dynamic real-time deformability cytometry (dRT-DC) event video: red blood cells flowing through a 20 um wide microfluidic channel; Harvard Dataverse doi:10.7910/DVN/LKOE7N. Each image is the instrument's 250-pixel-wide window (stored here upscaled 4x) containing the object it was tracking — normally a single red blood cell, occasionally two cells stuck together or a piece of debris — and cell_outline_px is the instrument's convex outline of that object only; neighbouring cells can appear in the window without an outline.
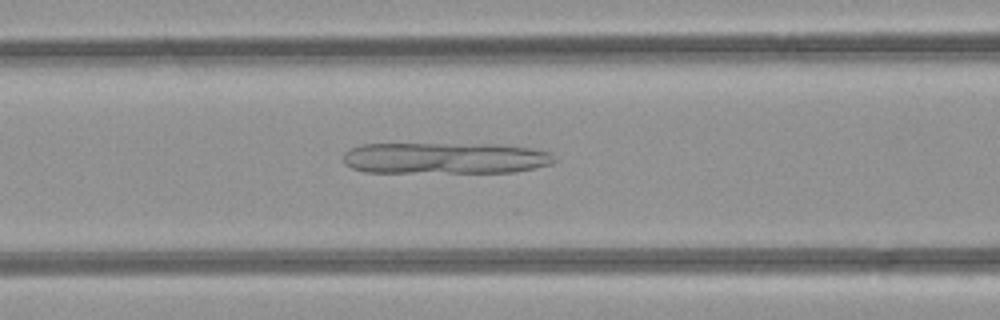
{"species": "common noctule bat (a hibernating species)", "species_latin": "Nyctalus noctula", "temperature_condition": "room temperature", "stored_images_in_passage": 38, "camera_frame_rate_fps": 3000, "um_per_image_px": 0.085, "animal": {"sex": "female", "body_mass_g": 21.9}, "frame": {"image": 1, "passage_image": 10, "time_ms": 3.0, "image_size_px": [1000, 320], "cell_outline_px": [[556, 160], [552, 164], [516, 172], [364, 172], [352, 168], [344, 164], [344, 152], [352, 148], [364, 144], [496, 144], [532, 148], [552, 152]], "centroid_in_image_um": [37.87, 13.44], "position_along_channel_um": 128.7, "area_um2": 38.78}}
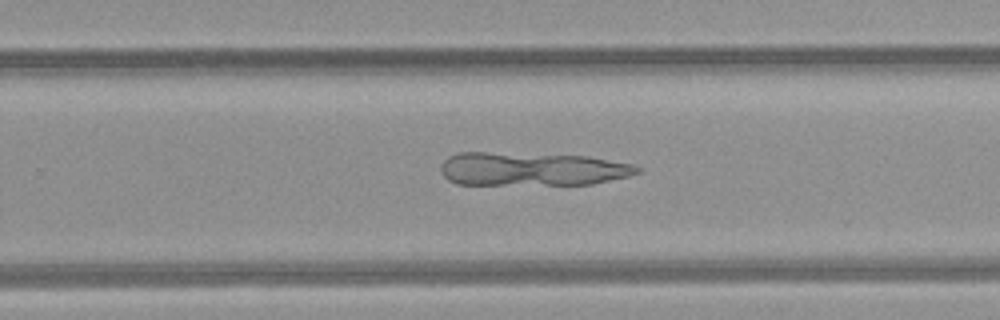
{"frame": {"image": 2, "passage_image": 21, "time_ms": 6.667, "image_size_px": [1000, 320], "cell_outline_px": [[640, 172], [628, 176], [592, 184], [456, 184], [448, 180], [444, 176], [440, 168], [444, 160], [448, 156], [460, 152], [484, 152], [588, 156], [632, 164], [640, 168]], "centroid_in_image_um": [45.19, 14.36], "position_along_channel_um": 284.6, "area_um2": 38.15}}
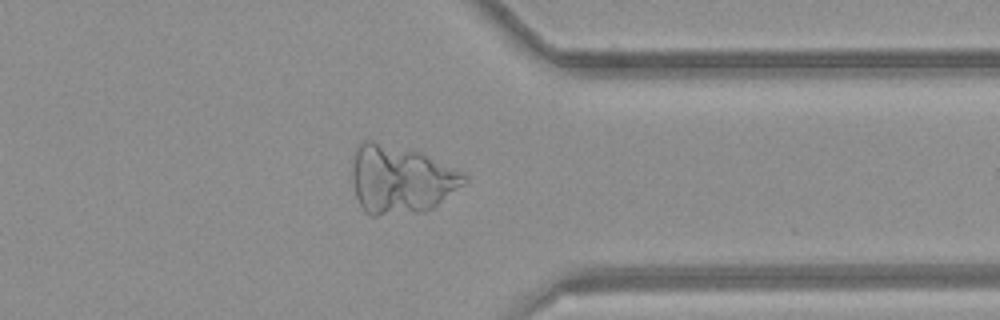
{"frame": {"image": 3, "passage_image": 28, "time_ms": 9.0, "image_size_px": [1000, 320], "cell_outline_px": [[468, 180], [464, 184], [432, 208], [424, 212], [376, 216], [372, 216], [364, 212], [356, 196], [352, 184], [352, 172], [356, 144], [368, 140], [372, 140], [420, 152], [464, 172], [468, 176]], "centroid_in_image_um": [34.05, 15.26], "position_along_channel_um": 377.3, "area_um2": 44.74}}